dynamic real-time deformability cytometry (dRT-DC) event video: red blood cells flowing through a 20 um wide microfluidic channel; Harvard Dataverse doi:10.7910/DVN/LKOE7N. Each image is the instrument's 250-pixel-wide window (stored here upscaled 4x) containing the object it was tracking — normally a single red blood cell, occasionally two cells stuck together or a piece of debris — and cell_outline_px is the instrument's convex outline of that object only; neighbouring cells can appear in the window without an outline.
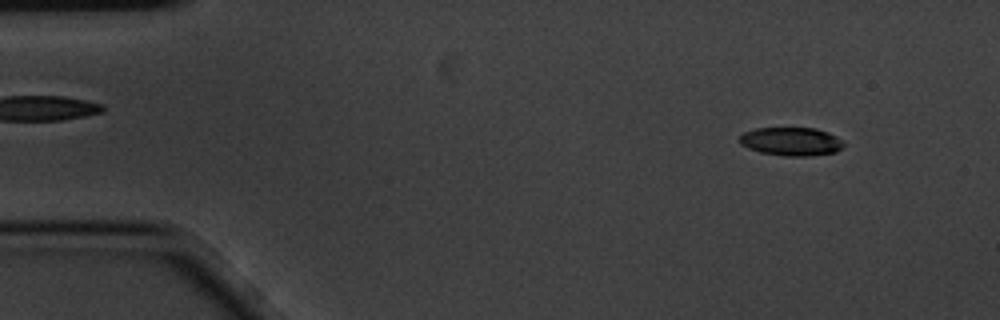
{"species": "common noctule bat (a hibernating species)", "species_latin": "Nyctalus noctula", "temperature_condition": "cold", "stored_images_in_passage": 3, "camera_frame_rate_fps": 3000, "um_per_image_px": 0.085, "animal": {"sex": "male", "body_mass_g": 20.1, "forearm_length_mm": 53.5}, "frame": {"image": 1, "passage_image": 1, "time_ms": 0.0, "image_size_px": [1000, 320], "cell_outline_px": [[844, 144], [836, 152], [808, 156], [784, 156], [760, 152], [748, 148], [740, 144], [740, 136], [744, 132], [756, 128], [816, 128], [828, 132], [844, 140]], "centroid_in_image_um": [67.26, 12.02], "position_along_channel_um": 17.7, "area_um2": 17.28}}